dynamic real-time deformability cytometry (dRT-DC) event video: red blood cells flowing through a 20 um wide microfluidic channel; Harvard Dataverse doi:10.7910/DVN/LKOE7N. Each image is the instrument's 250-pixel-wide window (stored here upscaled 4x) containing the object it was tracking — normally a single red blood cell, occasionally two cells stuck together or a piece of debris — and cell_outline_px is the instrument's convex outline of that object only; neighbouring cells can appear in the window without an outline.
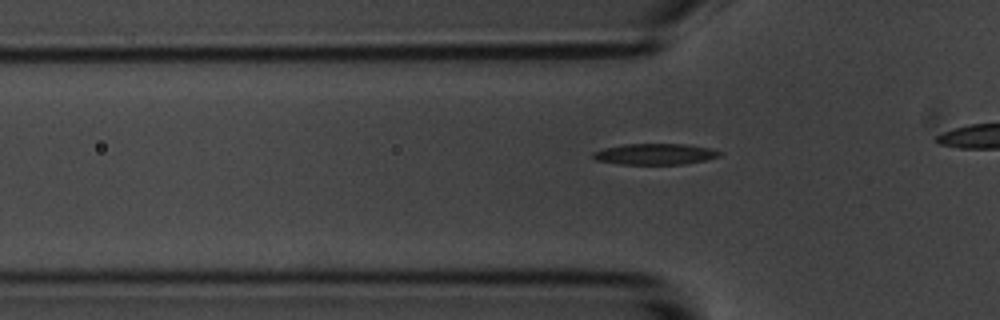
{"species": "common noctule bat (a hibernating species)", "species_latin": "Nyctalus noctula", "temperature_condition": "room temperature", "stored_images_in_passage": 24, "camera_frame_rate_fps": 3000, "um_per_image_px": 0.085, "animal": {"sex": "male", "body_mass_g": 20.1, "forearm_length_mm": 53.5}, "frame": {"image": 1, "passage_image": 14, "time_ms": 4.333, "image_size_px": [1000, 320], "cell_outline_px": [[724, 152], [720, 156], [704, 160], [684, 164], [620, 164], [596, 160], [592, 156], [592, 152], [604, 148], [624, 144], [688, 144], [712, 148]], "centroid_in_image_um": [55.71, 13.09], "position_along_channel_um": 70.1, "area_um2": 15.61}}
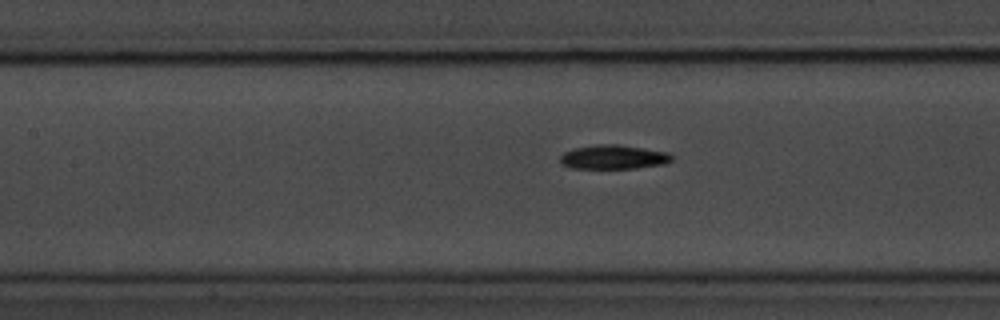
{"frame": {"image": 2, "passage_image": 21, "time_ms": 6.667, "image_size_px": [1000, 320], "cell_outline_px": [[672, 160], [664, 164], [636, 168], [572, 168], [560, 164], [560, 156], [564, 152], [572, 148], [596, 144], [616, 144], [668, 152], [672, 156]], "centroid_in_image_um": [52.1, 13.34], "position_along_channel_um": 155.3, "area_um2": 15.72}}